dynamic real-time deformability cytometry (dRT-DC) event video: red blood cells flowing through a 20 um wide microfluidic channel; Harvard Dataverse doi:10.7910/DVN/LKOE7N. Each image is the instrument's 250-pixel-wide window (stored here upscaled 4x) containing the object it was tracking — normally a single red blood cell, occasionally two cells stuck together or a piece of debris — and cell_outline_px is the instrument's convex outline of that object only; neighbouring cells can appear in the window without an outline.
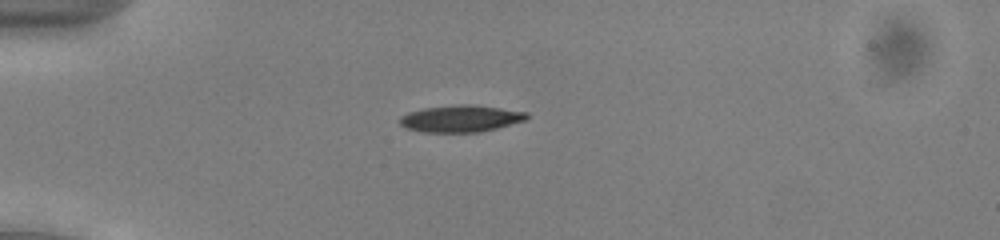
{"species": "common noctule bat (a hibernating species)", "species_latin": "Nyctalus noctula", "temperature_condition": "cold", "stored_images_in_passage": 49, "camera_frame_rate_fps": 3000, "um_per_image_px": 0.085, "animal": {"sex": "male", "body_mass_g": 13.0, "forearm_length_mm": 53.1}, "frame": {"image": 1, "passage_image": 11, "time_ms": 3.333, "image_size_px": [1000, 240], "cell_outline_px": [[528, 120], [480, 132], [424, 132], [408, 128], [400, 124], [396, 120], [400, 116], [408, 112], [424, 108], [460, 104], [468, 104], [500, 108], [528, 112]], "centroid_in_image_um": [39.16, 10.08], "position_along_channel_um": 45.8, "area_um2": 19.88}}
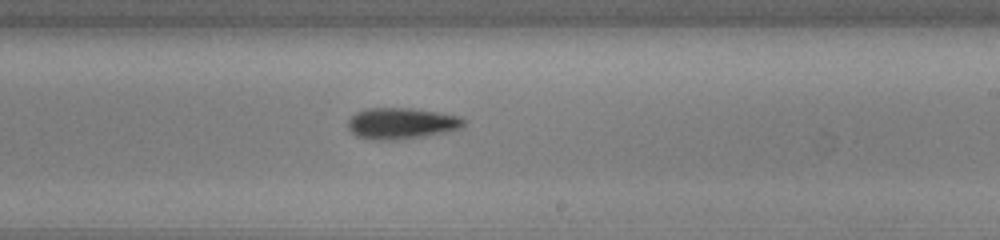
{"frame": {"image": 2, "passage_image": 29, "time_ms": 9.333, "image_size_px": [1000, 240], "cell_outline_px": [[464, 124], [460, 128], [444, 132], [424, 136], [396, 140], [372, 140], [356, 136], [348, 128], [348, 120], [356, 112], [364, 108], [412, 108], [460, 116], [464, 120]], "centroid_in_image_um": [34.07, 10.49], "position_along_channel_um": 254.9, "area_um2": 21.04}}
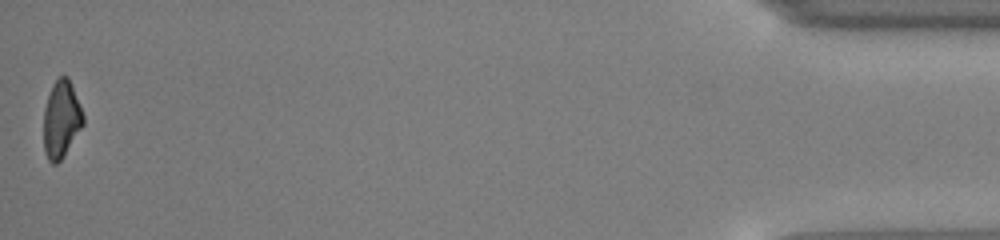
{"frame": {"image": 3, "passage_image": 49, "time_ms": 16.0, "image_size_px": [1000, 240], "cell_outline_px": [[84, 124], [64, 156], [56, 164], [52, 164], [48, 160], [44, 152], [44, 108], [52, 84], [56, 76], [68, 76], [84, 116]], "centroid_in_image_um": [5.2, 10.14], "position_along_channel_um": 430.0, "area_um2": 17.86}, "authors_computed_cell_mechanics": {"area_um2": 19.5364, "velocity_mm_per_s": 3.9514, "shape_relaxation_time_tau1_ms": 2.3188, "shape_relaxation_time_tau2_ms": 10.6663, "deformation_change_tau1": 0.1224, "deformation_change_tau2": 0.2504}}